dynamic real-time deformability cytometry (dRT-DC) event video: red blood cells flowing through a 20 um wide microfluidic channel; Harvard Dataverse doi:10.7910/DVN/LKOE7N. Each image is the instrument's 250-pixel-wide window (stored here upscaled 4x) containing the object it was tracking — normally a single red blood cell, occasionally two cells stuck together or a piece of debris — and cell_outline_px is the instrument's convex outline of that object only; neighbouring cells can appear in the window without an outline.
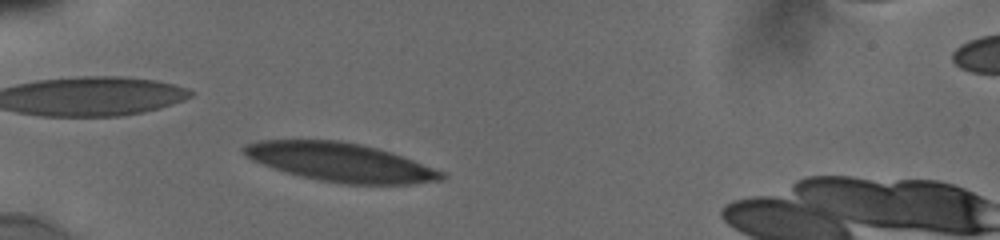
{"species": "human", "species_latin": "Homo sapiens", "temperature_condition": "cold", "stored_images_in_passage": 40, "camera_frame_rate_fps": 3000, "um_per_image_px": 0.085, "donor": {"sex": "male"}, "frame": {"image": 1, "passage_image": 6, "time_ms": 1.667, "image_size_px": [1000, 240], "cell_outline_px": [[448, 176], [444, 180], [412, 184], [344, 184], [320, 180], [300, 176], [272, 168], [252, 160], [244, 156], [240, 148], [244, 144], [256, 140], [340, 140], [360, 144], [392, 152], [404, 156], [444, 172]], "centroid_in_image_um": [28.92, 13.78], "position_along_channel_um": 56.1, "area_um2": 44.91}}
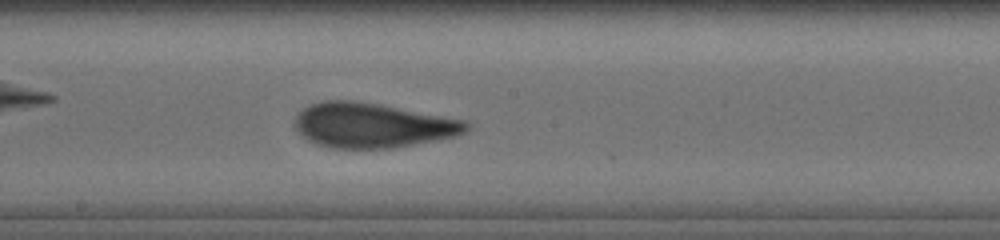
{"frame": {"image": 2, "passage_image": 20, "time_ms": 6.333, "image_size_px": [1000, 240], "cell_outline_px": [[468, 128], [464, 132], [452, 136], [436, 140], [392, 148], [332, 148], [316, 144], [308, 140], [296, 128], [296, 116], [308, 104], [320, 100], [352, 100], [380, 104], [464, 120], [468, 124]], "centroid_in_image_um": [31.61, 10.64], "position_along_channel_um": 216.6, "area_um2": 44.33}}
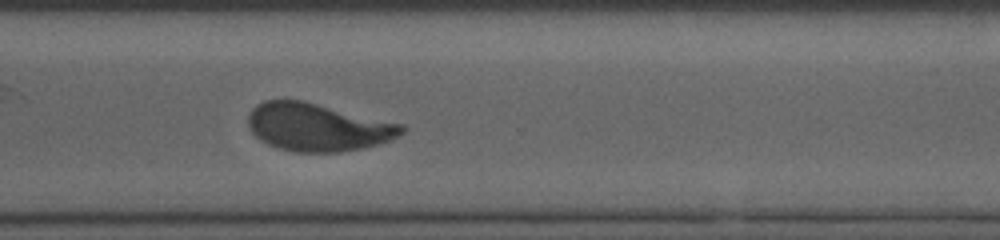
{"frame": {"image": 3, "passage_image": 30, "time_ms": 9.667, "image_size_px": [1000, 240], "cell_outline_px": [[404, 132], [392, 140], [360, 148], [340, 152], [296, 152], [280, 148], [268, 144], [260, 140], [252, 132], [248, 124], [248, 116], [252, 108], [256, 104], [264, 100], [304, 100], [404, 124]], "centroid_in_image_um": [27.0, 10.79], "position_along_channel_um": 343.6, "area_um2": 42.83}, "authors_computed_cell_mechanics": {"area_um2": 44.3615, "velocity_mm_per_s": 3.8265, "shape_relaxation_time_tau1_ms": 6.2521, "shape_relaxation_time_tau2_ms": 0.917, "deformation_change_tau1": 0.1974, "deformation_change_tau2": 0.0705}}